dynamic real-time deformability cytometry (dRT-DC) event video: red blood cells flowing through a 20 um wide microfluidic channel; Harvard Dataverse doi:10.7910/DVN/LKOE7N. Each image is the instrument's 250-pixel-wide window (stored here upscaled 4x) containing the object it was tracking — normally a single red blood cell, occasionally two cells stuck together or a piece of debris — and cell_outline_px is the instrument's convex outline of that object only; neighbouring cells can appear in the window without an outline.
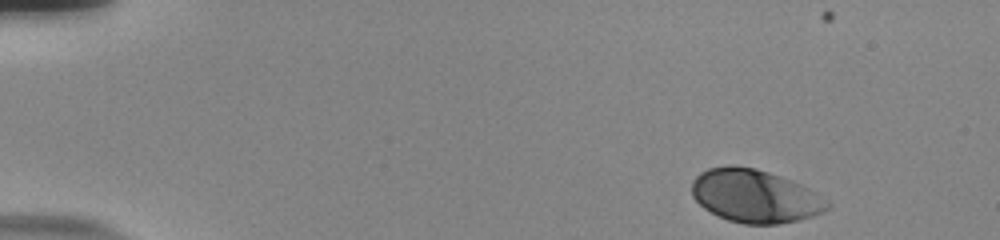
{"species": "human", "species_latin": "Homo sapiens", "temperature_condition": "room temperature", "stored_images_in_passage": 51, "camera_frame_rate_fps": 3000, "um_per_image_px": 0.085, "donor": {"sex": "male"}, "frame": {"image": 1, "passage_image": 1, "time_ms": 0.0, "image_size_px": [1000, 240], "cell_outline_px": [[832, 204], [824, 212], [812, 216], [780, 224], [744, 224], [728, 220], [704, 208], [692, 196], [692, 180], [700, 172], [708, 168], [736, 164], [756, 168], [780, 176], [800, 184], [816, 192], [828, 200]], "centroid_in_image_um": [64.18, 16.65], "position_along_channel_um": 20.8, "area_um2": 42.02}}
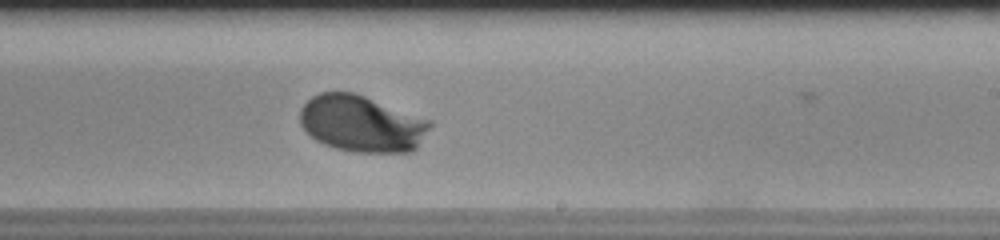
{"frame": {"image": 2, "passage_image": 30, "time_ms": 9.667, "image_size_px": [1000, 240], "cell_outline_px": [[432, 124], [416, 148], [412, 152], [356, 152], [336, 148], [324, 144], [316, 140], [300, 124], [300, 108], [312, 96], [320, 92], [352, 92], [364, 96], [432, 120]], "centroid_in_image_um": [30.74, 10.51], "position_along_channel_um": 258.3, "area_um2": 42.6}}
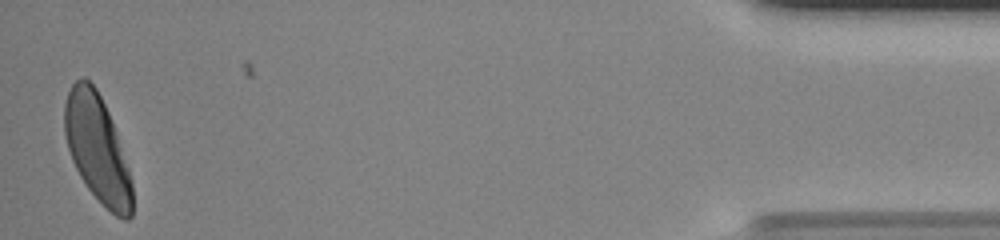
{"frame": {"image": 3, "passage_image": 50, "time_ms": 16.333, "image_size_px": [1000, 240], "cell_outline_px": [[132, 216], [128, 220], [124, 220], [116, 216], [88, 188], [80, 176], [72, 160], [68, 148], [64, 132], [64, 104], [68, 92], [72, 84], [76, 80], [84, 76], [96, 88], [112, 120], [128, 168], [132, 184]], "centroid_in_image_um": [8.25, 12.61], "position_along_channel_um": 426.9, "area_um2": 41.73}, "authors_computed_cell_mechanics": {"area_um2": 41.5004, "velocity_mm_per_s": 3.6861, "shape_relaxation_time_tau1_ms": 1.9104, "shape_relaxation_time_tau2_ms": null, "deformation_change_tau1": 0.1305, "deformation_change_tau2": null}}